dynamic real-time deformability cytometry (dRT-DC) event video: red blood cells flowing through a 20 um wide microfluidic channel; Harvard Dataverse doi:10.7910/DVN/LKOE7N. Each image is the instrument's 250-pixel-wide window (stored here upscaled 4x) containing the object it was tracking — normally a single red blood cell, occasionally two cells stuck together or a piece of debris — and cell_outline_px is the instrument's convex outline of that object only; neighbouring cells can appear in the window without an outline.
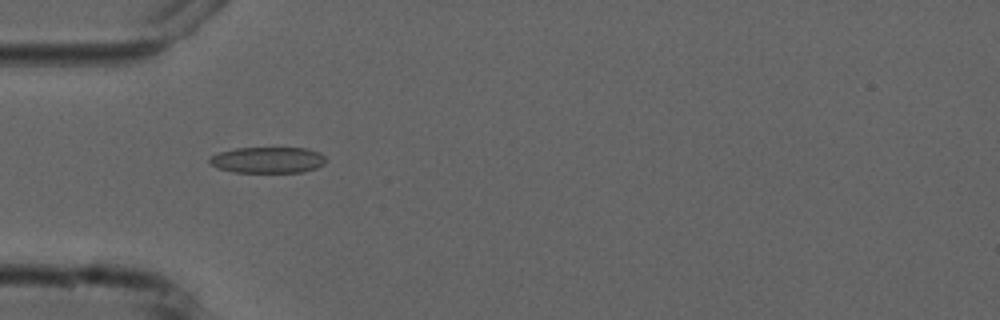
{"species": "common noctule bat (a hibernating species)", "species_latin": "Nyctalus noctula", "temperature_condition": "cold", "stored_images_in_passage": 4, "camera_frame_rate_fps": 3000, "um_per_image_px": 0.085, "animal": {"sex": "male", "forearm_length_mm": 52.5}, "frame": {"image": 1, "passage_image": 1, "time_ms": 0.0, "image_size_px": [1000, 320], "cell_outline_px": [[328, 160], [324, 164], [316, 168], [300, 172], [232, 172], [216, 168], [208, 160], [212, 156], [220, 152], [236, 148], [308, 148], [320, 152]], "centroid_in_image_um": [22.79, 13.6], "position_along_channel_um": 62.2, "area_um2": 17.74}}
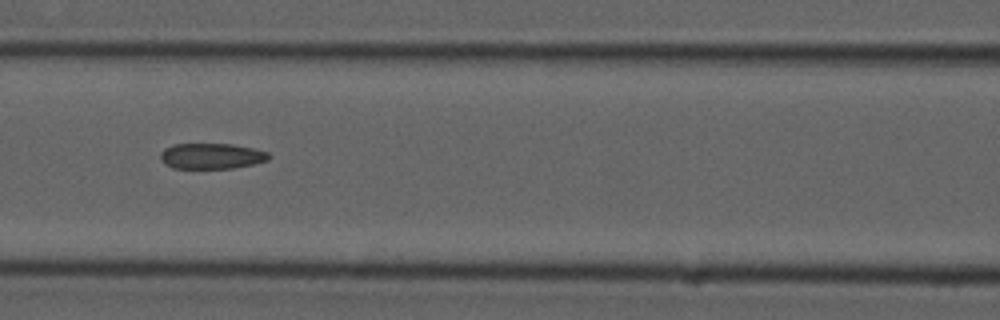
{"frame": {"image": 2, "passage_image": 3, "time_ms": 2.333, "image_size_px": [1000, 320], "cell_outline_px": [[272, 156], [268, 160], [252, 164], [232, 168], [172, 168], [164, 164], [160, 156], [160, 152], [164, 148], [172, 144], [232, 144], [252, 148], [268, 152]], "centroid_in_image_um": [17.96, 13.26], "position_along_channel_um": 148.6, "area_um2": 16.24}}
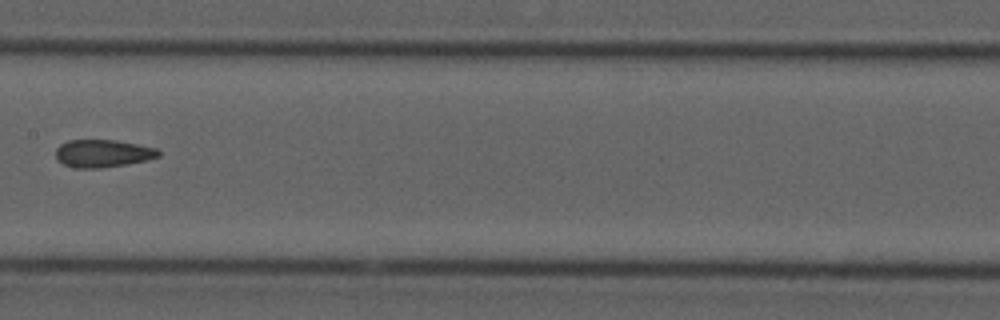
{"frame": {"image": 3, "passage_image": 4, "time_ms": 3.667, "image_size_px": [1000, 320], "cell_outline_px": [[160, 156], [148, 160], [128, 164], [100, 168], [76, 168], [64, 164], [56, 156], [56, 148], [60, 144], [68, 140], [116, 140], [156, 148], [160, 152]], "centroid_in_image_um": [8.75, 13.04], "position_along_channel_um": 198.6, "area_um2": 16.53}}